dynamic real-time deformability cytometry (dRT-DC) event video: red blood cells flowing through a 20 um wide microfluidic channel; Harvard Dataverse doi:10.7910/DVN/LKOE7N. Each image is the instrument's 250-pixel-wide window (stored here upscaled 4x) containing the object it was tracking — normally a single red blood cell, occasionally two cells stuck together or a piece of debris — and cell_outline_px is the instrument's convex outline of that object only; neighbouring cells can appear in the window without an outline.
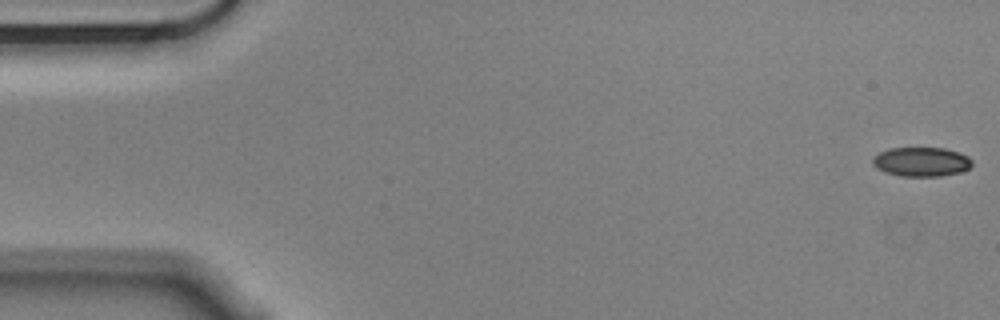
{"species": "Egyptian fruit bat (a non-hibernating species)", "species_latin": "Rousettus aegyptiacus", "temperature_condition": "cold", "stored_images_in_passage": 56, "camera_frame_rate_fps": 3000, "um_per_image_px": 0.085, "animal": {"sex": "male"}, "frame": {"image": 1, "passage_image": 1, "time_ms": 0.0, "image_size_px": [1000, 320], "cell_outline_px": [[972, 164], [968, 168], [960, 172], [940, 176], [900, 176], [884, 172], [876, 168], [872, 164], [872, 156], [880, 152], [892, 148], [944, 148], [960, 152], [968, 156], [972, 160]], "centroid_in_image_um": [78.3, 13.75], "position_along_channel_um": 6.7, "area_um2": 17.05}}
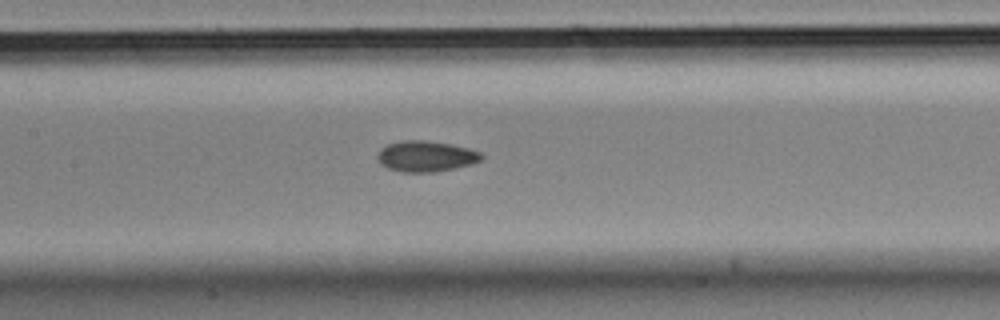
{"frame": {"image": 2, "passage_image": 26, "time_ms": 8.333, "image_size_px": [1000, 320], "cell_outline_px": [[484, 156], [480, 160], [472, 164], [436, 172], [404, 172], [388, 168], [380, 164], [376, 156], [380, 148], [388, 144], [404, 140], [424, 140], [448, 144], [468, 148], [480, 152]], "centroid_in_image_um": [36.18, 13.29], "position_along_channel_um": 171.2, "area_um2": 18.61}}
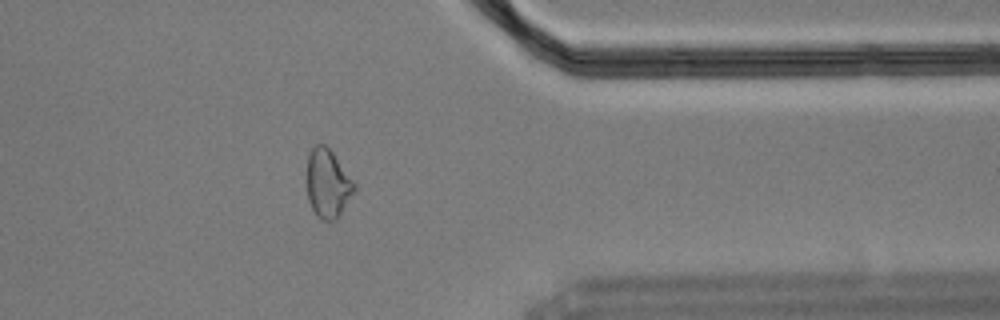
{"frame": {"image": 3, "passage_image": 45, "time_ms": 14.667, "image_size_px": [1000, 320], "cell_outline_px": [[356, 188], [340, 216], [336, 220], [320, 220], [316, 216], [308, 200], [308, 156], [312, 148], [316, 144], [324, 144], [332, 152], [356, 184]], "centroid_in_image_um": [27.87, 15.64], "position_along_channel_um": 383.5, "area_um2": 18.79}, "authors_computed_cell_mechanics": {"area_um2": 18.1203, "velocity_mm_per_s": 3.5648, "shape_relaxation_time_tau1_ms": null, "shape_relaxation_time_tau2_ms": 7.9856, "deformation_change_tau1": null, "deformation_change_tau2": 0.12}}